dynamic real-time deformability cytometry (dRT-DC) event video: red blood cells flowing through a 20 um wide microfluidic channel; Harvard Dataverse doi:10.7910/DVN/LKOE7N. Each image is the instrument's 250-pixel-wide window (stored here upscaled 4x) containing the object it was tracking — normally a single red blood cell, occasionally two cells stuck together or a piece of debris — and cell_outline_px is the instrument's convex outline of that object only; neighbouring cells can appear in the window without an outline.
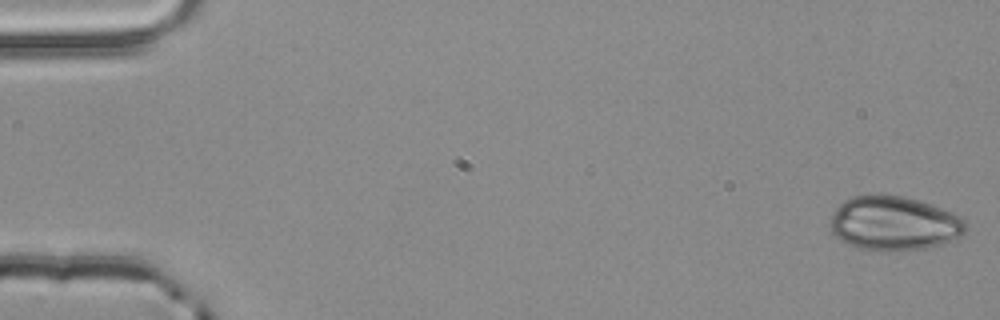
{"species": "common noctule bat (a hibernating species)", "species_latin": "Nyctalus noctula", "temperature_condition": "room temperature", "stored_images_in_passage": 4, "camera_frame_rate_fps": 3000, "um_per_image_px": 0.085, "animal": {"sex": "male", "body_mass_g": 20.4}, "frame": {"image": 1, "passage_image": 1, "time_ms": 0.0, "image_size_px": [1000, 320], "cell_outline_px": [[968, 228], [960, 236], [952, 240], [928, 248], [892, 252], [884, 252], [860, 248], [836, 236], [832, 232], [828, 224], [836, 208], [844, 200], [852, 196], [904, 196], [920, 200], [952, 212], [960, 216], [964, 220]], "centroid_in_image_um": [76.02, 19.0], "position_along_channel_um": 9.0, "area_um2": 42.71}}